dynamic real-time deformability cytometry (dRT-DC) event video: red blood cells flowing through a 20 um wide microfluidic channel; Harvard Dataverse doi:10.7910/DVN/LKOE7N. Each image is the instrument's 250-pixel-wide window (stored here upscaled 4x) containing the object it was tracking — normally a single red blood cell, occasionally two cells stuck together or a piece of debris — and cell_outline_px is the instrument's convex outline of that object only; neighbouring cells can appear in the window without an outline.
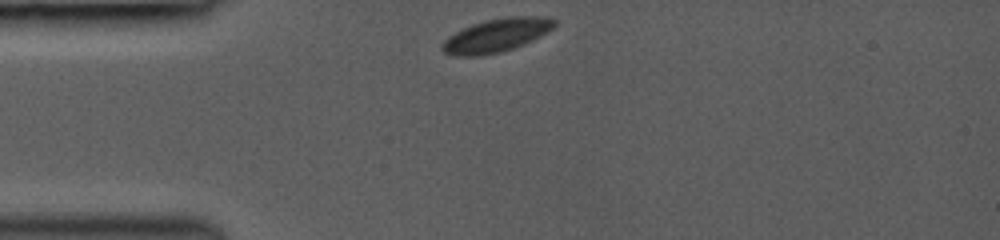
{"species": "common noctule bat (a hibernating species)", "species_latin": "Nyctalus noctula", "temperature_condition": "room temperature", "stored_images_in_passage": 32, "camera_frame_rate_fps": 3000, "um_per_image_px": 0.085, "animal": {"sex": "female", "body_mass_g": 19.0, "forearm_length_mm": 53.3}, "frame": {"image": 1, "passage_image": 1, "time_ms": 0.0, "image_size_px": [1000, 240], "cell_outline_px": [[556, 24], [548, 32], [524, 44], [500, 52], [480, 56], [452, 56], [444, 52], [440, 48], [440, 44], [448, 36], [472, 24], [488, 20], [508, 16], [552, 16], [556, 20]], "centroid_in_image_um": [42.2, 3.0], "position_along_channel_um": 42.8, "area_um2": 21.96}}
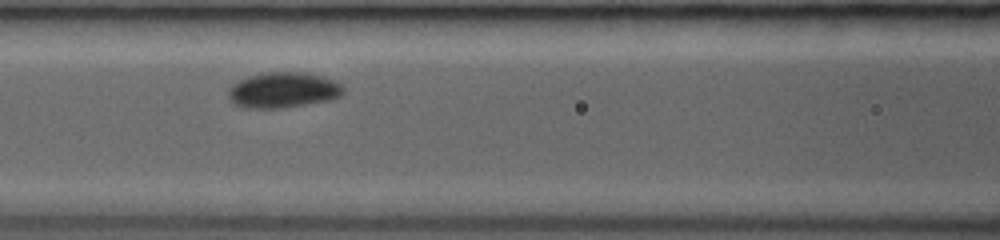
{"frame": {"image": 2, "passage_image": 23, "time_ms": 3.0, "image_size_px": [1000, 240], "cell_outline_px": [[344, 92], [340, 96], [328, 100], [284, 108], [240, 108], [232, 104], [228, 96], [228, 88], [232, 84], [248, 76], [260, 72], [308, 72], [324, 76], [340, 84], [344, 88]], "centroid_in_image_um": [24.02, 7.65], "position_along_channel_um": 142.6, "area_um2": 24.22}}
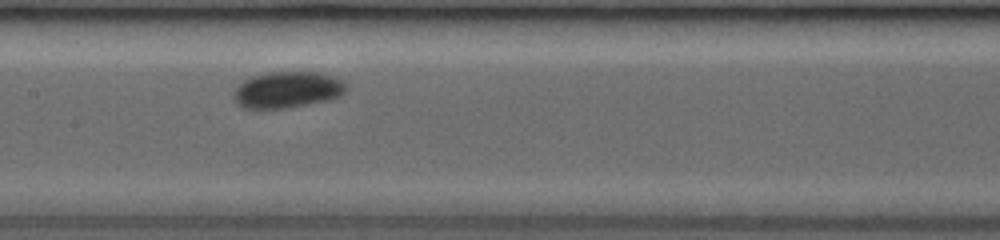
{"frame": {"image": 3, "passage_image": 31, "time_ms": 4.0, "image_size_px": [1000, 240], "cell_outline_px": [[348, 88], [340, 96], [328, 100], [288, 108], [244, 108], [236, 104], [232, 96], [232, 92], [244, 80], [252, 76], [268, 72], [316, 72], [332, 76], [340, 80]], "centroid_in_image_um": [24.39, 7.64], "position_along_channel_um": 183.0, "area_um2": 23.81}}